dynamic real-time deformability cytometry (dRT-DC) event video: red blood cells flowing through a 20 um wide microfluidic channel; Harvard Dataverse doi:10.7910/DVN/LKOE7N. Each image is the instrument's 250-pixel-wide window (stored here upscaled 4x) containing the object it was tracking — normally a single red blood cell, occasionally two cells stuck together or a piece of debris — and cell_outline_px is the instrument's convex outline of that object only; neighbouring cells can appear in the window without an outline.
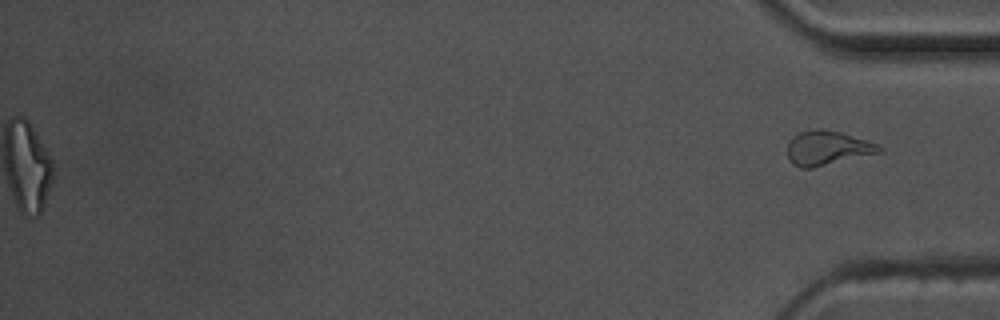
{"species": "common noctule bat (a hibernating species)", "species_latin": "Nyctalus noctula", "temperature_condition": "warm", "stored_images_in_passage": 57, "segment_of_instrument_passage": [2, 2], "camera_frame_rate_fps": 3000, "um_per_image_px": 0.085, "animal": {"sex": "male", "body_mass_g": 17.5, "forearm_length_mm": 52.3}, "frame": {"image": 1, "passage_image": 57, "time_ms": 18.667, "image_size_px": [1000, 320], "cell_outline_px": [[880, 152], [812, 168], [800, 168], [792, 164], [788, 160], [788, 140], [792, 136], [800, 132], [812, 128], [820, 128], [840, 132], [876, 144], [880, 148]], "centroid_in_image_um": [70.22, 12.58], "position_along_channel_um": 365.0, "area_um2": 18.15}}